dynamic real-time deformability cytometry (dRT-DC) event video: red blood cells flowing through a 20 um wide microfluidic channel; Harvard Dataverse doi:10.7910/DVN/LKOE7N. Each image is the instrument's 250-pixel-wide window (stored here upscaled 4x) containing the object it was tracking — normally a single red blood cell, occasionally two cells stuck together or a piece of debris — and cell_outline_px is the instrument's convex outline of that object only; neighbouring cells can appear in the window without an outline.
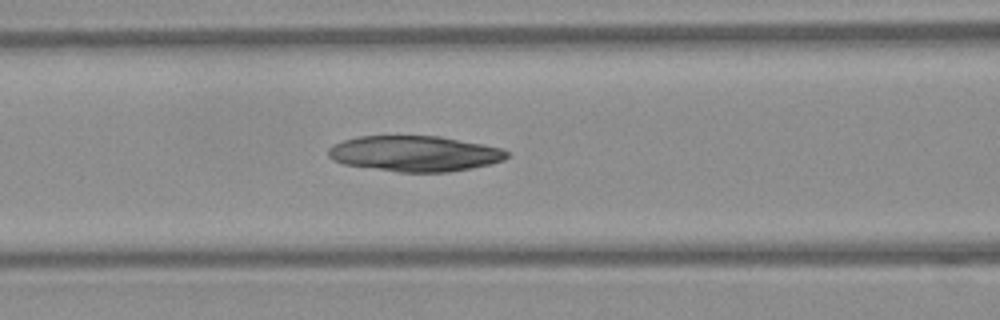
{"species": "Egyptian fruit bat (a non-hibernating species)", "species_latin": "Rousettus aegyptiacus", "temperature_condition": "warm", "stored_images_in_passage": 35, "camera_frame_rate_fps": 3000, "um_per_image_px": 0.085, "frame": {"image": 1, "passage_image": 16, "time_ms": 5.0, "image_size_px": [1000, 320], "cell_outline_px": [[508, 156], [504, 160], [472, 168], [448, 172], [400, 172], [344, 164], [332, 160], [328, 156], [328, 148], [332, 144], [356, 136], [440, 136], [484, 144], [504, 148], [508, 152]], "centroid_in_image_um": [35.25, 13.05], "position_along_channel_um": 131.4, "area_um2": 37.22}}
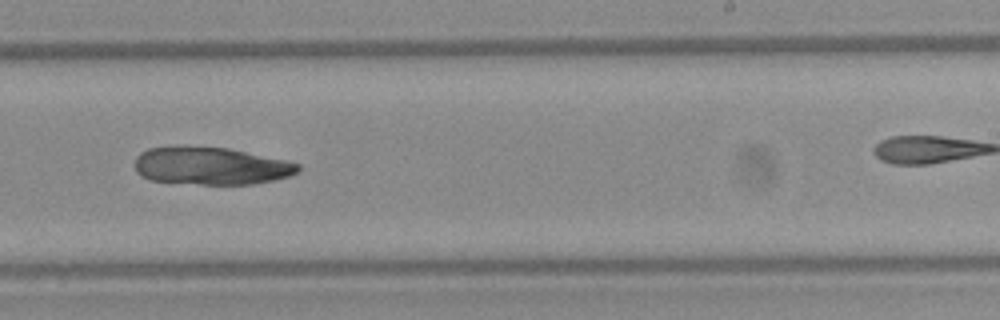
{"frame": {"image": 2, "passage_image": 26, "time_ms": 8.333, "image_size_px": [1000, 320], "cell_outline_px": [[300, 172], [276, 180], [252, 184], [200, 184], [152, 180], [140, 176], [136, 172], [136, 156], [140, 152], [148, 148], [228, 148], [284, 160], [300, 164]], "centroid_in_image_um": [17.96, 14.13], "position_along_channel_um": 271.0, "area_um2": 35.08}}
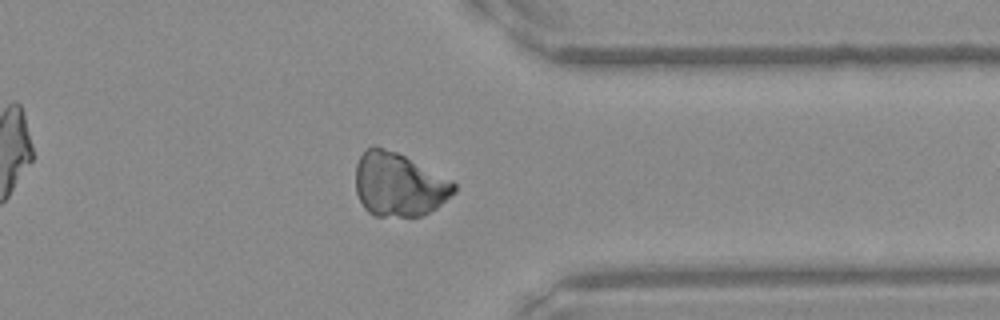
{"frame": {"image": 3, "passage_image": 34, "time_ms": 11.0, "image_size_px": [1000, 320], "cell_outline_px": [[456, 192], [436, 208], [420, 216], [376, 216], [368, 212], [364, 208], [356, 192], [356, 164], [360, 156], [372, 144], [396, 152], [452, 180], [456, 184]], "centroid_in_image_um": [33.9, 15.69], "position_along_channel_um": 377.5, "area_um2": 36.36}}